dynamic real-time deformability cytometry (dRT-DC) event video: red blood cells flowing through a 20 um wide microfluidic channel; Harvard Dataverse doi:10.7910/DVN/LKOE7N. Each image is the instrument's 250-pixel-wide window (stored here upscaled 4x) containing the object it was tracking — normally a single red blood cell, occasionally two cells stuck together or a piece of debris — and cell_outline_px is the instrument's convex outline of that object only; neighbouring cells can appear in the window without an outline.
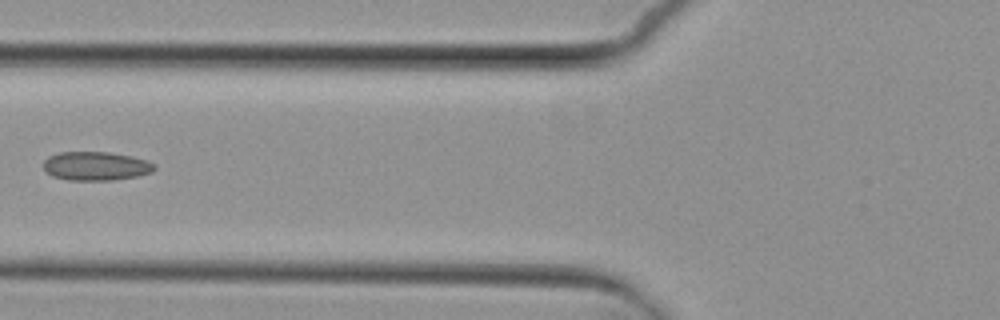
{"species": "common noctule bat (a hibernating species)", "species_latin": "Nyctalus noctula", "temperature_condition": "cold", "stored_images_in_passage": 5, "camera_frame_rate_fps": 3000, "um_per_image_px": 0.085, "animal": {"sex": "female", "body_mass_g": 29.2, "forearm_length_mm": 56.3}, "frame": {"image": 1, "passage_image": 4, "time_ms": 5.0, "image_size_px": [1000, 320], "cell_outline_px": [[156, 168], [152, 172], [136, 176], [112, 180], [68, 180], [52, 176], [44, 168], [44, 160], [48, 156], [60, 152], [108, 152], [132, 156], [148, 160], [156, 164]], "centroid_in_image_um": [8.17, 14.11], "position_along_channel_um": 117.6, "area_um2": 18.67}}
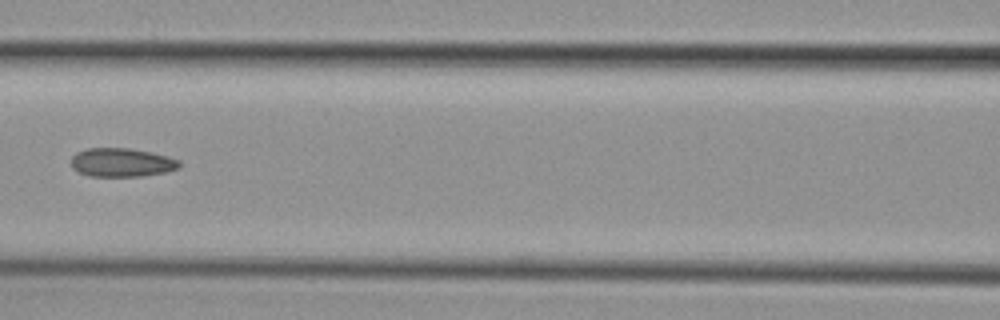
{"frame": {"image": 2, "passage_image": 5, "time_ms": 6.0, "image_size_px": [1000, 320], "cell_outline_px": [[180, 168], [164, 172], [140, 176], [88, 176], [72, 168], [72, 156], [76, 152], [88, 148], [128, 148], [152, 152], [168, 156], [180, 160]], "centroid_in_image_um": [10.35, 13.8], "position_along_channel_um": 156.2, "area_um2": 18.09}}